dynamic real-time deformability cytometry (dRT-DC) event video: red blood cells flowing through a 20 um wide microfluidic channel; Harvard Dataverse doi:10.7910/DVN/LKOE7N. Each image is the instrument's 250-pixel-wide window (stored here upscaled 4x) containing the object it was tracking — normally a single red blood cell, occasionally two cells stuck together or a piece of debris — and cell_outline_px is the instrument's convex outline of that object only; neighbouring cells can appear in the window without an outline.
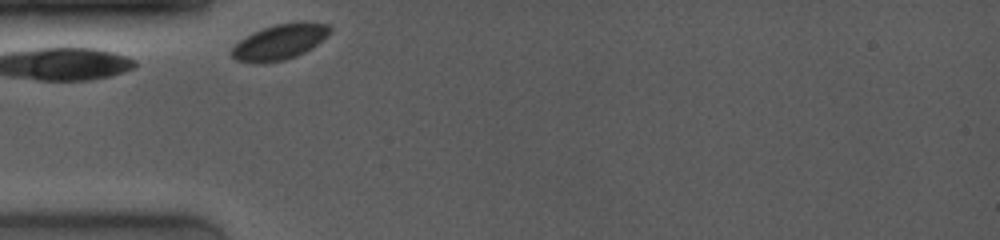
{"species": "common noctule bat (a hibernating species)", "species_latin": "Nyctalus noctula", "temperature_condition": "room temperature", "stored_images_in_passage": 9, "camera_frame_rate_fps": 4000, "um_per_image_px": 0.085, "animal": {"sex": "female", "body_mass_g": 19.0, "forearm_length_mm": 53.3}, "frame": {"image": 1, "passage_image": 1, "time_ms": 0.0, "image_size_px": [1000, 240], "cell_outline_px": [[332, 28], [328, 36], [312, 48], [296, 56], [284, 60], [236, 60], [232, 56], [232, 48], [240, 40], [252, 32], [276, 24], [304, 20], [328, 24]], "centroid_in_image_um": [23.88, 3.49], "position_along_channel_um": 61.1, "area_um2": 19.77}}
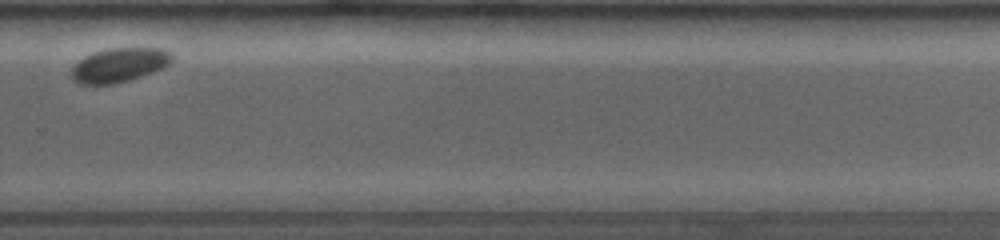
{"frame": {"image": 2, "passage_image": 7, "time_ms": 7.25, "image_size_px": [1000, 240], "cell_outline_px": [[172, 60], [168, 64], [152, 72], [116, 84], [80, 84], [72, 80], [72, 68], [84, 56], [92, 52], [108, 48], [164, 48], [172, 52]], "centroid_in_image_um": [10.12, 5.51], "position_along_channel_um": 319.7, "area_um2": 19.94}}
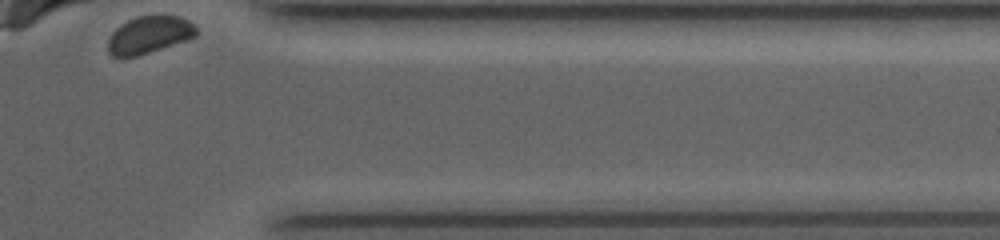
{"frame": {"image": 3, "passage_image": 9, "time_ms": 9.5, "image_size_px": [1000, 240], "cell_outline_px": [[200, 32], [196, 36], [188, 40], [136, 56], [112, 56], [108, 52], [108, 40], [112, 32], [120, 24], [136, 16], [180, 16], [188, 20]], "centroid_in_image_um": [12.69, 2.95], "position_along_channel_um": 398.7, "area_um2": 19.13}}